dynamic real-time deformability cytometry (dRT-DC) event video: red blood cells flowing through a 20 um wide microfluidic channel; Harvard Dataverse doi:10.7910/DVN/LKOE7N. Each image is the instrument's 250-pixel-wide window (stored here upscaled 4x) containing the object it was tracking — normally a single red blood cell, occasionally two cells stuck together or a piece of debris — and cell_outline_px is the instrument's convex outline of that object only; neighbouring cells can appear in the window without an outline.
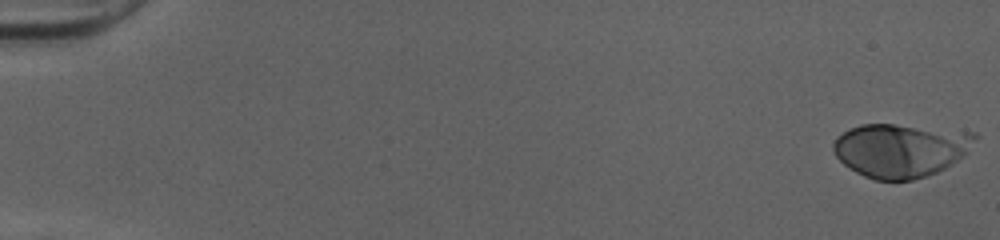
{"species": "human", "species_latin": "Homo sapiens", "temperature_condition": "cold", "stored_images_in_passage": 51, "camera_frame_rate_fps": 3000, "um_per_image_px": 0.085, "donor": {"sex": "female"}, "frame": {"image": 1, "passage_image": 1, "time_ms": 0.0, "image_size_px": [1000, 240], "cell_outline_px": [[980, 136], [956, 160], [944, 168], [936, 172], [912, 180], [876, 180], [864, 176], [856, 172], [844, 164], [836, 156], [832, 148], [832, 144], [836, 136], [848, 128], [860, 124], [892, 124], [976, 132]], "centroid_in_image_um": [76.49, 12.75], "position_along_channel_um": 8.5, "area_um2": 44.1}}
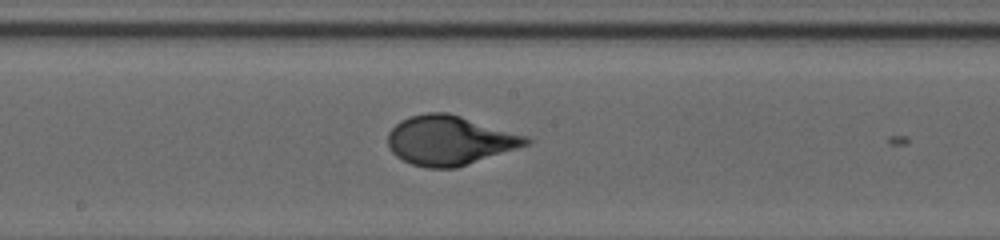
{"frame": {"image": 2, "passage_image": 29, "time_ms": 9.333, "image_size_px": [1000, 240], "cell_outline_px": [[532, 140], [528, 144], [456, 168], [428, 168], [412, 164], [396, 156], [392, 152], [388, 144], [388, 132], [400, 120], [408, 116], [428, 112], [448, 112], [528, 136]], "centroid_in_image_um": [38.19, 11.92], "position_along_channel_um": 210.0, "area_um2": 39.59}}
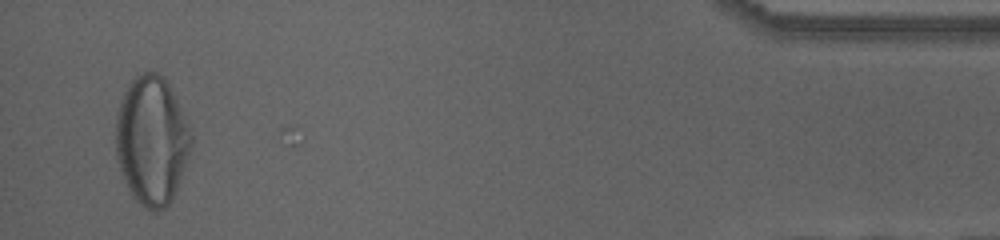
{"frame": {"image": 3, "passage_image": 50, "time_ms": 16.333, "image_size_px": [1000, 240], "cell_outline_px": [[192, 144], [176, 192], [168, 204], [164, 208], [156, 212], [144, 208], [132, 196], [124, 180], [116, 156], [116, 116], [120, 100], [128, 84], [136, 76], [144, 72], [156, 72], [164, 76], [168, 80], [192, 136]], "centroid_in_image_um": [12.88, 11.94], "position_along_channel_um": 422.3, "area_um2": 56.41}}